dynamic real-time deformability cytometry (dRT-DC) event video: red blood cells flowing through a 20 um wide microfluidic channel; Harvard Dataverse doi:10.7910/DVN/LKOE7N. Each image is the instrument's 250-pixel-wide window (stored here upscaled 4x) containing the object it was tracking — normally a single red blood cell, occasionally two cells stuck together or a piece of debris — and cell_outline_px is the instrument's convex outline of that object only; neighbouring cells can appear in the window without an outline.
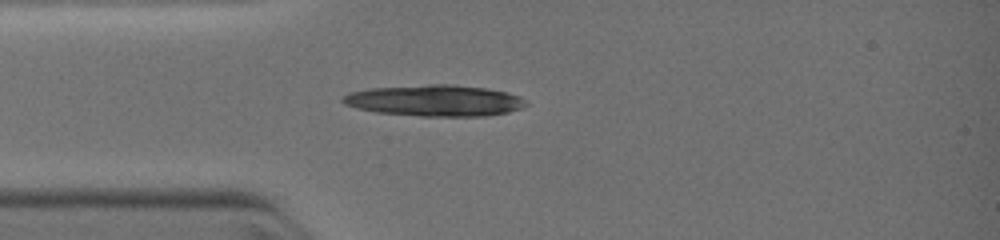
{"species": "common noctule bat (a hibernating species)", "species_latin": "Nyctalus noctula", "temperature_condition": "warm", "stored_images_in_passage": 1, "camera_frame_rate_fps": 3000, "um_per_image_px": 0.085, "animal": {"sex": "female", "body_mass_g": 19.0, "forearm_length_mm": 51.5}, "frame": {"image": 1, "passage_image": 1, "time_ms": 0.0, "image_size_px": [1000, 240], "cell_outline_px": [[528, 104], [520, 108], [508, 112], [484, 116], [420, 116], [376, 112], [344, 104], [340, 100], [344, 96], [352, 92], [368, 88], [432, 84], [452, 84], [488, 88], [508, 92], [520, 96]], "centroid_in_image_um": [36.99, 8.54], "position_along_channel_um": 48.0, "area_um2": 33.35}}